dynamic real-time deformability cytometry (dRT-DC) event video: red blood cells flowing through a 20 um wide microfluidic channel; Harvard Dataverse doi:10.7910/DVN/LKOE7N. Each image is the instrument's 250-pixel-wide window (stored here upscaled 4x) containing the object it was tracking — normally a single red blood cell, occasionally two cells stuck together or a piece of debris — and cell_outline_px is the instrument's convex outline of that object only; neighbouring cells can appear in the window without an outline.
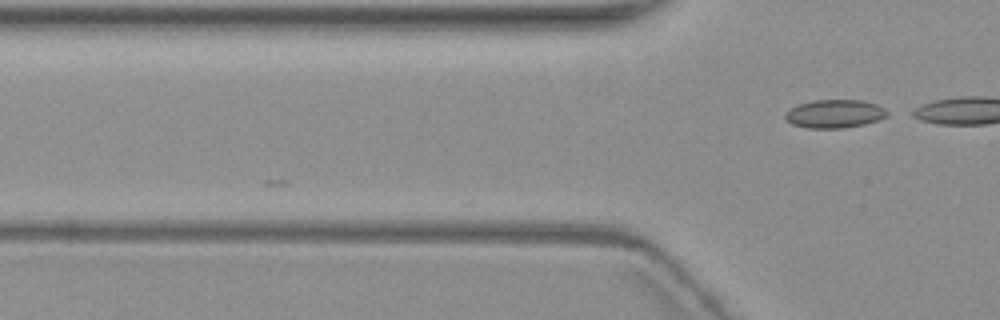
{"species": "common noctule bat (a hibernating species)", "species_latin": "Nyctalus noctula", "temperature_condition": "warm", "stored_images_in_passage": 5, "camera_frame_rate_fps": 3000, "um_per_image_px": 0.085, "animal": {"sex": "female", "body_mass_g": 19.3, "forearm_length_mm": 54.1}, "frame": {"image": 1, "passage_image": 5, "time_ms": 4.667, "image_size_px": [1000, 320], "cell_outline_px": [[888, 116], [864, 124], [844, 128], [808, 128], [792, 124], [784, 120], [784, 112], [800, 104], [812, 100], [864, 100], [876, 104], [884, 108], [888, 112]], "centroid_in_image_um": [70.92, 9.67], "position_along_channel_um": 54.9, "area_um2": 16.88}}